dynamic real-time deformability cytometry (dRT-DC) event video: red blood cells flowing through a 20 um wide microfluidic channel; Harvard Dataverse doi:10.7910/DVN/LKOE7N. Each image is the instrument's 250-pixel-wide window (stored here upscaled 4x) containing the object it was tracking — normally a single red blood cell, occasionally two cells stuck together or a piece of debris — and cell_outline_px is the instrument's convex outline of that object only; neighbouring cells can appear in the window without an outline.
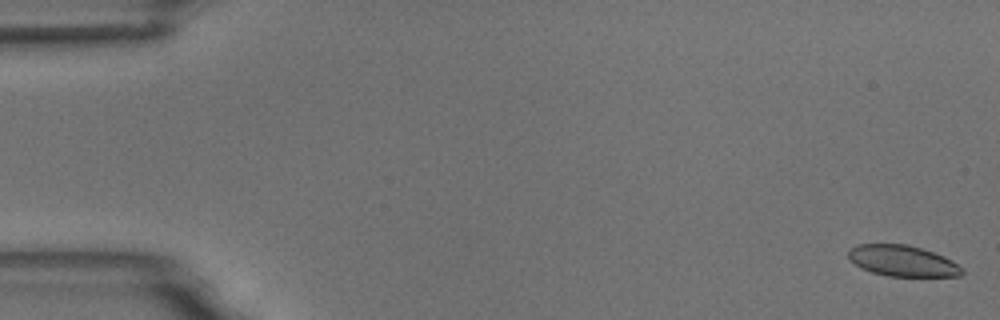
{"species": "common noctule bat (a hibernating species)", "species_latin": "Nyctalus noctula", "temperature_condition": "room temperature", "stored_images_in_passage": 6, "camera_frame_rate_fps": 3000, "um_per_image_px": 0.085, "animal": {"sex": "male", "body_mass_g": 18.8}, "frame": {"image": 1, "passage_image": 1, "time_ms": 0.0, "image_size_px": [1000, 320], "cell_outline_px": [[964, 272], [960, 276], [888, 276], [872, 272], [860, 268], [848, 260], [848, 252], [856, 244], [908, 244], [944, 256], [952, 260], [964, 268]], "centroid_in_image_um": [76.71, 22.17], "position_along_channel_um": 8.3, "area_um2": 20.63}}
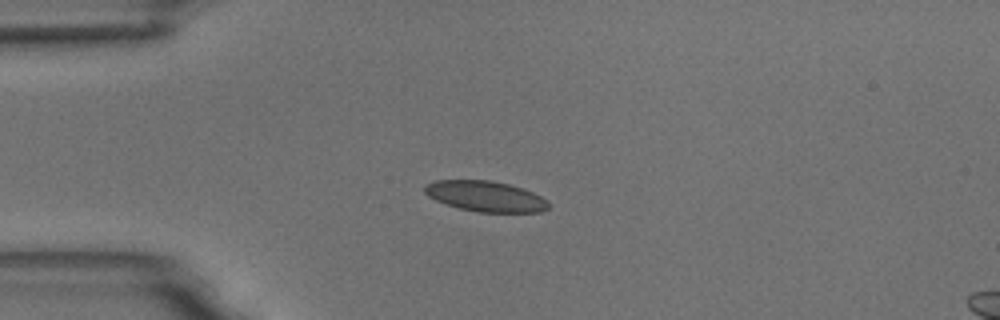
{"frame": {"image": 2, "passage_image": 5, "time_ms": 4.333, "image_size_px": [1000, 320], "cell_outline_px": [[548, 208], [540, 212], [476, 212], [444, 204], [428, 196], [424, 192], [424, 188], [428, 184], [436, 180], [492, 180], [524, 188], [548, 200]], "centroid_in_image_um": [41.27, 16.68], "position_along_channel_um": 43.7, "area_um2": 22.08}}